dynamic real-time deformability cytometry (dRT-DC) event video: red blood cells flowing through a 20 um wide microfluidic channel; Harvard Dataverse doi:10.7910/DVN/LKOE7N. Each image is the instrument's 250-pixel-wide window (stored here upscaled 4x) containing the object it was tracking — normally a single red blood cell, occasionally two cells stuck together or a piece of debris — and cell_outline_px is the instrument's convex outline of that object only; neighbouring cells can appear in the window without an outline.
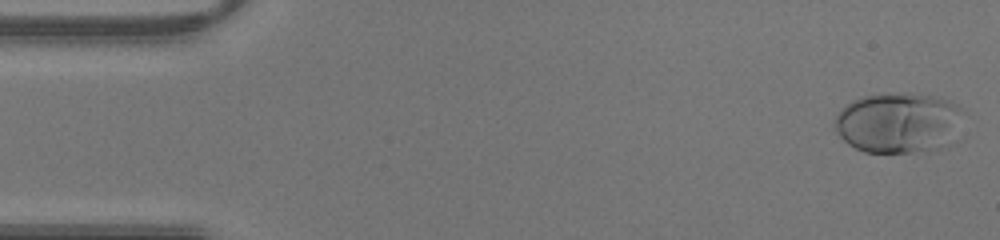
{"species": "human", "species_latin": "Homo sapiens", "temperature_condition": "warm", "stored_images_in_passage": 42, "camera_frame_rate_fps": 3000, "um_per_image_px": 0.085, "donor": {"sex": "male"}, "frame": {"image": 1, "passage_image": 1, "time_ms": 0.0, "image_size_px": [1000, 240], "cell_outline_px": [[960, 108], [940, 148], [928, 152], [864, 152], [848, 144], [836, 132], [836, 116], [840, 108], [852, 100], [864, 96], [904, 92], [940, 96], [956, 104]], "centroid_in_image_um": [76.19, 10.4], "position_along_channel_um": 8.8, "area_um2": 43.87}}
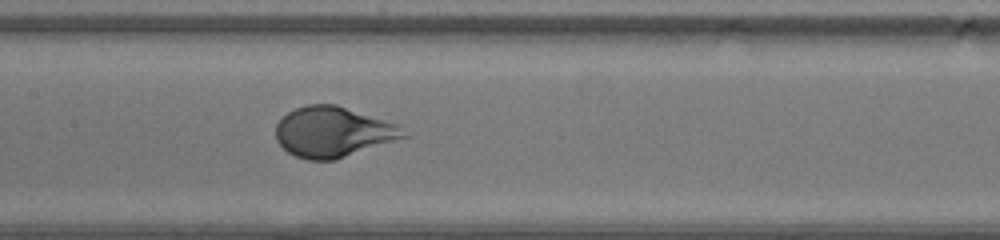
{"frame": {"image": 2, "passage_image": 20, "time_ms": 6.333, "image_size_px": [1000, 240], "cell_outline_px": [[412, 136], [332, 160], [308, 160], [296, 156], [288, 152], [276, 140], [276, 124], [288, 112], [296, 108], [308, 104], [336, 104], [396, 124]], "centroid_in_image_um": [28.32, 11.22], "position_along_channel_um": 179.1, "area_um2": 37.28}}
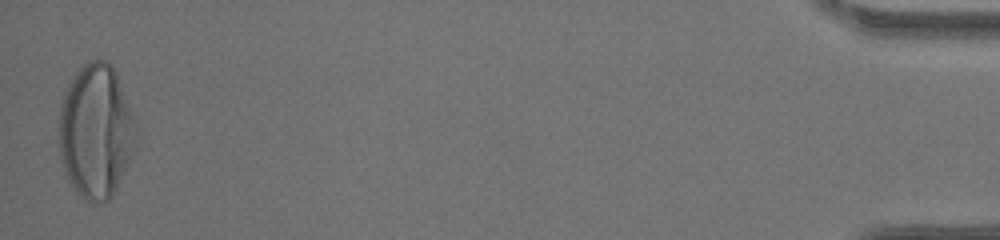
{"frame": {"image": 3, "passage_image": 42, "time_ms": 13.667, "image_size_px": [1000, 240], "cell_outline_px": [[132, 148], [128, 160], [116, 188], [112, 196], [108, 200], [100, 204], [88, 204], [76, 192], [68, 180], [60, 160], [60, 104], [64, 92], [72, 76], [88, 60], [104, 60], [112, 64], [132, 116]], "centroid_in_image_um": [8.07, 11.19], "position_along_channel_um": 427.1, "area_um2": 58.84}}